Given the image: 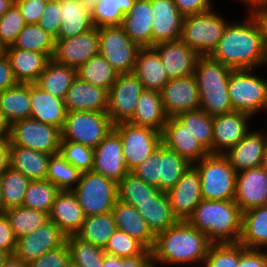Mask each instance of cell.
Returning <instances> with one entry per match:
<instances>
[{
	"label": "cell",
	"mask_w": 267,
	"mask_h": 267,
	"mask_svg": "<svg viewBox=\"0 0 267 267\" xmlns=\"http://www.w3.org/2000/svg\"><path fill=\"white\" fill-rule=\"evenodd\" d=\"M248 7L249 15H255L258 11L267 8V0H240Z\"/></svg>",
	"instance_id": "obj_66"
},
{
	"label": "cell",
	"mask_w": 267,
	"mask_h": 267,
	"mask_svg": "<svg viewBox=\"0 0 267 267\" xmlns=\"http://www.w3.org/2000/svg\"><path fill=\"white\" fill-rule=\"evenodd\" d=\"M66 267H77V266L73 264L72 262H69Z\"/></svg>",
	"instance_id": "obj_77"
},
{
	"label": "cell",
	"mask_w": 267,
	"mask_h": 267,
	"mask_svg": "<svg viewBox=\"0 0 267 267\" xmlns=\"http://www.w3.org/2000/svg\"><path fill=\"white\" fill-rule=\"evenodd\" d=\"M55 37L37 23L26 24L14 44L7 48H18L47 54L51 59L55 52Z\"/></svg>",
	"instance_id": "obj_41"
},
{
	"label": "cell",
	"mask_w": 267,
	"mask_h": 267,
	"mask_svg": "<svg viewBox=\"0 0 267 267\" xmlns=\"http://www.w3.org/2000/svg\"><path fill=\"white\" fill-rule=\"evenodd\" d=\"M232 70L210 55L199 56L194 71L198 88L228 87Z\"/></svg>",
	"instance_id": "obj_40"
},
{
	"label": "cell",
	"mask_w": 267,
	"mask_h": 267,
	"mask_svg": "<svg viewBox=\"0 0 267 267\" xmlns=\"http://www.w3.org/2000/svg\"><path fill=\"white\" fill-rule=\"evenodd\" d=\"M64 102L67 111L106 112L108 91L76 77Z\"/></svg>",
	"instance_id": "obj_24"
},
{
	"label": "cell",
	"mask_w": 267,
	"mask_h": 267,
	"mask_svg": "<svg viewBox=\"0 0 267 267\" xmlns=\"http://www.w3.org/2000/svg\"><path fill=\"white\" fill-rule=\"evenodd\" d=\"M157 264H158L157 262L151 260L145 267H157Z\"/></svg>",
	"instance_id": "obj_75"
},
{
	"label": "cell",
	"mask_w": 267,
	"mask_h": 267,
	"mask_svg": "<svg viewBox=\"0 0 267 267\" xmlns=\"http://www.w3.org/2000/svg\"><path fill=\"white\" fill-rule=\"evenodd\" d=\"M143 91L142 83L133 72L118 75L108 91L106 111L114 125L131 120Z\"/></svg>",
	"instance_id": "obj_12"
},
{
	"label": "cell",
	"mask_w": 267,
	"mask_h": 267,
	"mask_svg": "<svg viewBox=\"0 0 267 267\" xmlns=\"http://www.w3.org/2000/svg\"><path fill=\"white\" fill-rule=\"evenodd\" d=\"M61 10L59 32L55 40H65L94 27L92 12L80 0H58Z\"/></svg>",
	"instance_id": "obj_30"
},
{
	"label": "cell",
	"mask_w": 267,
	"mask_h": 267,
	"mask_svg": "<svg viewBox=\"0 0 267 267\" xmlns=\"http://www.w3.org/2000/svg\"><path fill=\"white\" fill-rule=\"evenodd\" d=\"M37 24L55 38L57 37L62 24L58 0L46 3L42 16Z\"/></svg>",
	"instance_id": "obj_58"
},
{
	"label": "cell",
	"mask_w": 267,
	"mask_h": 267,
	"mask_svg": "<svg viewBox=\"0 0 267 267\" xmlns=\"http://www.w3.org/2000/svg\"><path fill=\"white\" fill-rule=\"evenodd\" d=\"M147 248L137 239L129 236L124 231L116 229L109 238L104 252L118 257H133L142 254Z\"/></svg>",
	"instance_id": "obj_54"
},
{
	"label": "cell",
	"mask_w": 267,
	"mask_h": 267,
	"mask_svg": "<svg viewBox=\"0 0 267 267\" xmlns=\"http://www.w3.org/2000/svg\"><path fill=\"white\" fill-rule=\"evenodd\" d=\"M2 267H28V264L19 261L14 255H11L4 260Z\"/></svg>",
	"instance_id": "obj_68"
},
{
	"label": "cell",
	"mask_w": 267,
	"mask_h": 267,
	"mask_svg": "<svg viewBox=\"0 0 267 267\" xmlns=\"http://www.w3.org/2000/svg\"><path fill=\"white\" fill-rule=\"evenodd\" d=\"M243 22L230 21L210 55L225 66L237 69H257L267 64V47L260 22L255 15L245 17Z\"/></svg>",
	"instance_id": "obj_1"
},
{
	"label": "cell",
	"mask_w": 267,
	"mask_h": 267,
	"mask_svg": "<svg viewBox=\"0 0 267 267\" xmlns=\"http://www.w3.org/2000/svg\"><path fill=\"white\" fill-rule=\"evenodd\" d=\"M167 120L160 92L144 89L129 123L162 132Z\"/></svg>",
	"instance_id": "obj_32"
},
{
	"label": "cell",
	"mask_w": 267,
	"mask_h": 267,
	"mask_svg": "<svg viewBox=\"0 0 267 267\" xmlns=\"http://www.w3.org/2000/svg\"><path fill=\"white\" fill-rule=\"evenodd\" d=\"M9 142L14 146L52 155L59 153L61 130L36 119L26 118L9 127Z\"/></svg>",
	"instance_id": "obj_10"
},
{
	"label": "cell",
	"mask_w": 267,
	"mask_h": 267,
	"mask_svg": "<svg viewBox=\"0 0 267 267\" xmlns=\"http://www.w3.org/2000/svg\"><path fill=\"white\" fill-rule=\"evenodd\" d=\"M70 262V255L66 243L54 250L44 253L33 260L28 267H66Z\"/></svg>",
	"instance_id": "obj_57"
},
{
	"label": "cell",
	"mask_w": 267,
	"mask_h": 267,
	"mask_svg": "<svg viewBox=\"0 0 267 267\" xmlns=\"http://www.w3.org/2000/svg\"><path fill=\"white\" fill-rule=\"evenodd\" d=\"M153 12L151 0H135L121 24L128 37L141 48L152 47Z\"/></svg>",
	"instance_id": "obj_26"
},
{
	"label": "cell",
	"mask_w": 267,
	"mask_h": 267,
	"mask_svg": "<svg viewBox=\"0 0 267 267\" xmlns=\"http://www.w3.org/2000/svg\"><path fill=\"white\" fill-rule=\"evenodd\" d=\"M141 47L121 26L99 28V54L119 73H132Z\"/></svg>",
	"instance_id": "obj_11"
},
{
	"label": "cell",
	"mask_w": 267,
	"mask_h": 267,
	"mask_svg": "<svg viewBox=\"0 0 267 267\" xmlns=\"http://www.w3.org/2000/svg\"><path fill=\"white\" fill-rule=\"evenodd\" d=\"M66 245L70 255V262L77 267H102L104 248L83 241L76 235L68 236Z\"/></svg>",
	"instance_id": "obj_49"
},
{
	"label": "cell",
	"mask_w": 267,
	"mask_h": 267,
	"mask_svg": "<svg viewBox=\"0 0 267 267\" xmlns=\"http://www.w3.org/2000/svg\"><path fill=\"white\" fill-rule=\"evenodd\" d=\"M67 236L56 223L48 221L44 226L16 240L14 256L29 264L44 253L63 246Z\"/></svg>",
	"instance_id": "obj_13"
},
{
	"label": "cell",
	"mask_w": 267,
	"mask_h": 267,
	"mask_svg": "<svg viewBox=\"0 0 267 267\" xmlns=\"http://www.w3.org/2000/svg\"><path fill=\"white\" fill-rule=\"evenodd\" d=\"M254 69H237L230 73L228 95L233 110L252 117L267 111V81L254 75Z\"/></svg>",
	"instance_id": "obj_6"
},
{
	"label": "cell",
	"mask_w": 267,
	"mask_h": 267,
	"mask_svg": "<svg viewBox=\"0 0 267 267\" xmlns=\"http://www.w3.org/2000/svg\"><path fill=\"white\" fill-rule=\"evenodd\" d=\"M159 159H162V143L150 157L135 167L131 172L148 185L159 189Z\"/></svg>",
	"instance_id": "obj_56"
},
{
	"label": "cell",
	"mask_w": 267,
	"mask_h": 267,
	"mask_svg": "<svg viewBox=\"0 0 267 267\" xmlns=\"http://www.w3.org/2000/svg\"><path fill=\"white\" fill-rule=\"evenodd\" d=\"M17 238L5 214L0 215V251L8 256L14 254Z\"/></svg>",
	"instance_id": "obj_62"
},
{
	"label": "cell",
	"mask_w": 267,
	"mask_h": 267,
	"mask_svg": "<svg viewBox=\"0 0 267 267\" xmlns=\"http://www.w3.org/2000/svg\"><path fill=\"white\" fill-rule=\"evenodd\" d=\"M122 139L123 158L131 172L150 157L162 143L161 132L150 127H141L129 122L114 125Z\"/></svg>",
	"instance_id": "obj_9"
},
{
	"label": "cell",
	"mask_w": 267,
	"mask_h": 267,
	"mask_svg": "<svg viewBox=\"0 0 267 267\" xmlns=\"http://www.w3.org/2000/svg\"><path fill=\"white\" fill-rule=\"evenodd\" d=\"M160 94L168 118L200 108V94L194 74L169 80Z\"/></svg>",
	"instance_id": "obj_15"
},
{
	"label": "cell",
	"mask_w": 267,
	"mask_h": 267,
	"mask_svg": "<svg viewBox=\"0 0 267 267\" xmlns=\"http://www.w3.org/2000/svg\"><path fill=\"white\" fill-rule=\"evenodd\" d=\"M38 1H41V2H44V3H48V2H53V1H57V0H38Z\"/></svg>",
	"instance_id": "obj_78"
},
{
	"label": "cell",
	"mask_w": 267,
	"mask_h": 267,
	"mask_svg": "<svg viewBox=\"0 0 267 267\" xmlns=\"http://www.w3.org/2000/svg\"><path fill=\"white\" fill-rule=\"evenodd\" d=\"M25 25L20 10L13 4L0 17V43L5 48L12 46Z\"/></svg>",
	"instance_id": "obj_55"
},
{
	"label": "cell",
	"mask_w": 267,
	"mask_h": 267,
	"mask_svg": "<svg viewBox=\"0 0 267 267\" xmlns=\"http://www.w3.org/2000/svg\"><path fill=\"white\" fill-rule=\"evenodd\" d=\"M135 0H99L92 11L95 27L121 26L124 15L131 10Z\"/></svg>",
	"instance_id": "obj_46"
},
{
	"label": "cell",
	"mask_w": 267,
	"mask_h": 267,
	"mask_svg": "<svg viewBox=\"0 0 267 267\" xmlns=\"http://www.w3.org/2000/svg\"><path fill=\"white\" fill-rule=\"evenodd\" d=\"M119 73L101 55L98 54L77 69V77L94 86L109 91L118 78Z\"/></svg>",
	"instance_id": "obj_39"
},
{
	"label": "cell",
	"mask_w": 267,
	"mask_h": 267,
	"mask_svg": "<svg viewBox=\"0 0 267 267\" xmlns=\"http://www.w3.org/2000/svg\"><path fill=\"white\" fill-rule=\"evenodd\" d=\"M91 12L99 3V0H80Z\"/></svg>",
	"instance_id": "obj_71"
},
{
	"label": "cell",
	"mask_w": 267,
	"mask_h": 267,
	"mask_svg": "<svg viewBox=\"0 0 267 267\" xmlns=\"http://www.w3.org/2000/svg\"><path fill=\"white\" fill-rule=\"evenodd\" d=\"M55 41L52 59L61 65L78 69L99 54V28L95 26L72 38Z\"/></svg>",
	"instance_id": "obj_14"
},
{
	"label": "cell",
	"mask_w": 267,
	"mask_h": 267,
	"mask_svg": "<svg viewBox=\"0 0 267 267\" xmlns=\"http://www.w3.org/2000/svg\"><path fill=\"white\" fill-rule=\"evenodd\" d=\"M0 111L9 126L17 121L30 118V84H18L0 92Z\"/></svg>",
	"instance_id": "obj_36"
},
{
	"label": "cell",
	"mask_w": 267,
	"mask_h": 267,
	"mask_svg": "<svg viewBox=\"0 0 267 267\" xmlns=\"http://www.w3.org/2000/svg\"><path fill=\"white\" fill-rule=\"evenodd\" d=\"M190 165L175 150L162 143V159H159V191L167 192L172 189Z\"/></svg>",
	"instance_id": "obj_42"
},
{
	"label": "cell",
	"mask_w": 267,
	"mask_h": 267,
	"mask_svg": "<svg viewBox=\"0 0 267 267\" xmlns=\"http://www.w3.org/2000/svg\"><path fill=\"white\" fill-rule=\"evenodd\" d=\"M30 181L23 173L11 167L0 175L1 198L4 210L23 205Z\"/></svg>",
	"instance_id": "obj_44"
},
{
	"label": "cell",
	"mask_w": 267,
	"mask_h": 267,
	"mask_svg": "<svg viewBox=\"0 0 267 267\" xmlns=\"http://www.w3.org/2000/svg\"><path fill=\"white\" fill-rule=\"evenodd\" d=\"M160 56L169 79L184 78L194 74L199 55L181 39L162 42L152 47Z\"/></svg>",
	"instance_id": "obj_20"
},
{
	"label": "cell",
	"mask_w": 267,
	"mask_h": 267,
	"mask_svg": "<svg viewBox=\"0 0 267 267\" xmlns=\"http://www.w3.org/2000/svg\"><path fill=\"white\" fill-rule=\"evenodd\" d=\"M159 189L148 185L139 177L129 172L118 183V199L137 208L140 203L150 200Z\"/></svg>",
	"instance_id": "obj_48"
},
{
	"label": "cell",
	"mask_w": 267,
	"mask_h": 267,
	"mask_svg": "<svg viewBox=\"0 0 267 267\" xmlns=\"http://www.w3.org/2000/svg\"><path fill=\"white\" fill-rule=\"evenodd\" d=\"M251 115L232 111L213 116L212 154H225L251 130Z\"/></svg>",
	"instance_id": "obj_17"
},
{
	"label": "cell",
	"mask_w": 267,
	"mask_h": 267,
	"mask_svg": "<svg viewBox=\"0 0 267 267\" xmlns=\"http://www.w3.org/2000/svg\"><path fill=\"white\" fill-rule=\"evenodd\" d=\"M60 155L81 173L92 171L94 149L72 141H61Z\"/></svg>",
	"instance_id": "obj_52"
},
{
	"label": "cell",
	"mask_w": 267,
	"mask_h": 267,
	"mask_svg": "<svg viewBox=\"0 0 267 267\" xmlns=\"http://www.w3.org/2000/svg\"><path fill=\"white\" fill-rule=\"evenodd\" d=\"M4 206L2 203V198H1V185H0V215L4 214Z\"/></svg>",
	"instance_id": "obj_73"
},
{
	"label": "cell",
	"mask_w": 267,
	"mask_h": 267,
	"mask_svg": "<svg viewBox=\"0 0 267 267\" xmlns=\"http://www.w3.org/2000/svg\"><path fill=\"white\" fill-rule=\"evenodd\" d=\"M115 230V220L111 211L85 217L81 229L76 236L95 246L105 248Z\"/></svg>",
	"instance_id": "obj_38"
},
{
	"label": "cell",
	"mask_w": 267,
	"mask_h": 267,
	"mask_svg": "<svg viewBox=\"0 0 267 267\" xmlns=\"http://www.w3.org/2000/svg\"><path fill=\"white\" fill-rule=\"evenodd\" d=\"M213 10L188 15L183 20L181 40L199 56L212 54L228 24L222 15Z\"/></svg>",
	"instance_id": "obj_5"
},
{
	"label": "cell",
	"mask_w": 267,
	"mask_h": 267,
	"mask_svg": "<svg viewBox=\"0 0 267 267\" xmlns=\"http://www.w3.org/2000/svg\"><path fill=\"white\" fill-rule=\"evenodd\" d=\"M255 16L257 17L258 21L260 22L263 33H264V39H265V44L267 47V8L262 9L258 11Z\"/></svg>",
	"instance_id": "obj_67"
},
{
	"label": "cell",
	"mask_w": 267,
	"mask_h": 267,
	"mask_svg": "<svg viewBox=\"0 0 267 267\" xmlns=\"http://www.w3.org/2000/svg\"><path fill=\"white\" fill-rule=\"evenodd\" d=\"M8 257L7 254H5L4 252L0 251V267H2V264L4 262V260Z\"/></svg>",
	"instance_id": "obj_72"
},
{
	"label": "cell",
	"mask_w": 267,
	"mask_h": 267,
	"mask_svg": "<svg viewBox=\"0 0 267 267\" xmlns=\"http://www.w3.org/2000/svg\"><path fill=\"white\" fill-rule=\"evenodd\" d=\"M92 171L117 183L129 173L123 158L122 139L114 129L94 149Z\"/></svg>",
	"instance_id": "obj_18"
},
{
	"label": "cell",
	"mask_w": 267,
	"mask_h": 267,
	"mask_svg": "<svg viewBox=\"0 0 267 267\" xmlns=\"http://www.w3.org/2000/svg\"><path fill=\"white\" fill-rule=\"evenodd\" d=\"M10 167L20 171L31 181L45 180L50 154L34 149L14 146L9 142Z\"/></svg>",
	"instance_id": "obj_34"
},
{
	"label": "cell",
	"mask_w": 267,
	"mask_h": 267,
	"mask_svg": "<svg viewBox=\"0 0 267 267\" xmlns=\"http://www.w3.org/2000/svg\"><path fill=\"white\" fill-rule=\"evenodd\" d=\"M112 213L116 229L124 231L129 236L137 239L147 249L151 250L153 248L155 236L149 230L146 220L135 207L118 199Z\"/></svg>",
	"instance_id": "obj_29"
},
{
	"label": "cell",
	"mask_w": 267,
	"mask_h": 267,
	"mask_svg": "<svg viewBox=\"0 0 267 267\" xmlns=\"http://www.w3.org/2000/svg\"><path fill=\"white\" fill-rule=\"evenodd\" d=\"M151 260L150 249H146L138 256L124 258L105 253L102 267H145Z\"/></svg>",
	"instance_id": "obj_59"
},
{
	"label": "cell",
	"mask_w": 267,
	"mask_h": 267,
	"mask_svg": "<svg viewBox=\"0 0 267 267\" xmlns=\"http://www.w3.org/2000/svg\"><path fill=\"white\" fill-rule=\"evenodd\" d=\"M18 84L7 55H2L0 57V92L13 88Z\"/></svg>",
	"instance_id": "obj_64"
},
{
	"label": "cell",
	"mask_w": 267,
	"mask_h": 267,
	"mask_svg": "<svg viewBox=\"0 0 267 267\" xmlns=\"http://www.w3.org/2000/svg\"><path fill=\"white\" fill-rule=\"evenodd\" d=\"M162 135V143L175 150L190 164H194L204 158L208 152L196 140L176 117L168 118Z\"/></svg>",
	"instance_id": "obj_23"
},
{
	"label": "cell",
	"mask_w": 267,
	"mask_h": 267,
	"mask_svg": "<svg viewBox=\"0 0 267 267\" xmlns=\"http://www.w3.org/2000/svg\"><path fill=\"white\" fill-rule=\"evenodd\" d=\"M193 165L200 176L203 199L234 200L236 171L224 154L208 153Z\"/></svg>",
	"instance_id": "obj_4"
},
{
	"label": "cell",
	"mask_w": 267,
	"mask_h": 267,
	"mask_svg": "<svg viewBox=\"0 0 267 267\" xmlns=\"http://www.w3.org/2000/svg\"><path fill=\"white\" fill-rule=\"evenodd\" d=\"M234 201L242 213L267 205V170L263 166L236 173Z\"/></svg>",
	"instance_id": "obj_19"
},
{
	"label": "cell",
	"mask_w": 267,
	"mask_h": 267,
	"mask_svg": "<svg viewBox=\"0 0 267 267\" xmlns=\"http://www.w3.org/2000/svg\"><path fill=\"white\" fill-rule=\"evenodd\" d=\"M9 140L0 141V175L10 167Z\"/></svg>",
	"instance_id": "obj_65"
},
{
	"label": "cell",
	"mask_w": 267,
	"mask_h": 267,
	"mask_svg": "<svg viewBox=\"0 0 267 267\" xmlns=\"http://www.w3.org/2000/svg\"><path fill=\"white\" fill-rule=\"evenodd\" d=\"M76 77L77 69L61 65L51 59L35 84L43 91L64 100Z\"/></svg>",
	"instance_id": "obj_37"
},
{
	"label": "cell",
	"mask_w": 267,
	"mask_h": 267,
	"mask_svg": "<svg viewBox=\"0 0 267 267\" xmlns=\"http://www.w3.org/2000/svg\"><path fill=\"white\" fill-rule=\"evenodd\" d=\"M267 250L245 248L239 243L238 267H266Z\"/></svg>",
	"instance_id": "obj_60"
},
{
	"label": "cell",
	"mask_w": 267,
	"mask_h": 267,
	"mask_svg": "<svg viewBox=\"0 0 267 267\" xmlns=\"http://www.w3.org/2000/svg\"><path fill=\"white\" fill-rule=\"evenodd\" d=\"M4 214L9 219L16 238L32 233L49 221L48 213L24 206L7 209Z\"/></svg>",
	"instance_id": "obj_43"
},
{
	"label": "cell",
	"mask_w": 267,
	"mask_h": 267,
	"mask_svg": "<svg viewBox=\"0 0 267 267\" xmlns=\"http://www.w3.org/2000/svg\"><path fill=\"white\" fill-rule=\"evenodd\" d=\"M187 221L212 244L239 242L242 211L234 200L203 199Z\"/></svg>",
	"instance_id": "obj_3"
},
{
	"label": "cell",
	"mask_w": 267,
	"mask_h": 267,
	"mask_svg": "<svg viewBox=\"0 0 267 267\" xmlns=\"http://www.w3.org/2000/svg\"><path fill=\"white\" fill-rule=\"evenodd\" d=\"M262 166L267 170V146H266V149H265V156H264V159H263Z\"/></svg>",
	"instance_id": "obj_74"
},
{
	"label": "cell",
	"mask_w": 267,
	"mask_h": 267,
	"mask_svg": "<svg viewBox=\"0 0 267 267\" xmlns=\"http://www.w3.org/2000/svg\"><path fill=\"white\" fill-rule=\"evenodd\" d=\"M14 4L20 10L26 24L38 23L46 5L38 0H15Z\"/></svg>",
	"instance_id": "obj_61"
},
{
	"label": "cell",
	"mask_w": 267,
	"mask_h": 267,
	"mask_svg": "<svg viewBox=\"0 0 267 267\" xmlns=\"http://www.w3.org/2000/svg\"><path fill=\"white\" fill-rule=\"evenodd\" d=\"M72 191L86 217L111 212L118 200V183L93 171L82 172Z\"/></svg>",
	"instance_id": "obj_8"
},
{
	"label": "cell",
	"mask_w": 267,
	"mask_h": 267,
	"mask_svg": "<svg viewBox=\"0 0 267 267\" xmlns=\"http://www.w3.org/2000/svg\"><path fill=\"white\" fill-rule=\"evenodd\" d=\"M81 172L67 162L60 153L52 154L48 161L46 180L60 191H72L79 182Z\"/></svg>",
	"instance_id": "obj_47"
},
{
	"label": "cell",
	"mask_w": 267,
	"mask_h": 267,
	"mask_svg": "<svg viewBox=\"0 0 267 267\" xmlns=\"http://www.w3.org/2000/svg\"><path fill=\"white\" fill-rule=\"evenodd\" d=\"M30 99V118L62 130L67 114L64 100L43 91L35 83L30 84Z\"/></svg>",
	"instance_id": "obj_27"
},
{
	"label": "cell",
	"mask_w": 267,
	"mask_h": 267,
	"mask_svg": "<svg viewBox=\"0 0 267 267\" xmlns=\"http://www.w3.org/2000/svg\"><path fill=\"white\" fill-rule=\"evenodd\" d=\"M239 243L245 248L267 250V205L242 213Z\"/></svg>",
	"instance_id": "obj_35"
},
{
	"label": "cell",
	"mask_w": 267,
	"mask_h": 267,
	"mask_svg": "<svg viewBox=\"0 0 267 267\" xmlns=\"http://www.w3.org/2000/svg\"><path fill=\"white\" fill-rule=\"evenodd\" d=\"M133 73L139 78L146 90L160 92L170 80L160 56L152 47L139 50Z\"/></svg>",
	"instance_id": "obj_31"
},
{
	"label": "cell",
	"mask_w": 267,
	"mask_h": 267,
	"mask_svg": "<svg viewBox=\"0 0 267 267\" xmlns=\"http://www.w3.org/2000/svg\"><path fill=\"white\" fill-rule=\"evenodd\" d=\"M265 134L267 132L263 133L262 130L249 131L240 142L224 154L236 173L262 166L267 146Z\"/></svg>",
	"instance_id": "obj_22"
},
{
	"label": "cell",
	"mask_w": 267,
	"mask_h": 267,
	"mask_svg": "<svg viewBox=\"0 0 267 267\" xmlns=\"http://www.w3.org/2000/svg\"><path fill=\"white\" fill-rule=\"evenodd\" d=\"M114 129L107 112L67 111L61 141H72L95 149Z\"/></svg>",
	"instance_id": "obj_7"
},
{
	"label": "cell",
	"mask_w": 267,
	"mask_h": 267,
	"mask_svg": "<svg viewBox=\"0 0 267 267\" xmlns=\"http://www.w3.org/2000/svg\"><path fill=\"white\" fill-rule=\"evenodd\" d=\"M200 94V110L215 116L232 112L233 107L228 95V87L198 88Z\"/></svg>",
	"instance_id": "obj_51"
},
{
	"label": "cell",
	"mask_w": 267,
	"mask_h": 267,
	"mask_svg": "<svg viewBox=\"0 0 267 267\" xmlns=\"http://www.w3.org/2000/svg\"><path fill=\"white\" fill-rule=\"evenodd\" d=\"M9 127L0 111V141L9 140Z\"/></svg>",
	"instance_id": "obj_69"
},
{
	"label": "cell",
	"mask_w": 267,
	"mask_h": 267,
	"mask_svg": "<svg viewBox=\"0 0 267 267\" xmlns=\"http://www.w3.org/2000/svg\"><path fill=\"white\" fill-rule=\"evenodd\" d=\"M153 12L152 47L181 39L184 16L173 0H151Z\"/></svg>",
	"instance_id": "obj_21"
},
{
	"label": "cell",
	"mask_w": 267,
	"mask_h": 267,
	"mask_svg": "<svg viewBox=\"0 0 267 267\" xmlns=\"http://www.w3.org/2000/svg\"><path fill=\"white\" fill-rule=\"evenodd\" d=\"M177 9L185 17L203 13L213 8L211 0H173Z\"/></svg>",
	"instance_id": "obj_63"
},
{
	"label": "cell",
	"mask_w": 267,
	"mask_h": 267,
	"mask_svg": "<svg viewBox=\"0 0 267 267\" xmlns=\"http://www.w3.org/2000/svg\"><path fill=\"white\" fill-rule=\"evenodd\" d=\"M202 147L212 154L213 116L198 109L176 116Z\"/></svg>",
	"instance_id": "obj_45"
},
{
	"label": "cell",
	"mask_w": 267,
	"mask_h": 267,
	"mask_svg": "<svg viewBox=\"0 0 267 267\" xmlns=\"http://www.w3.org/2000/svg\"><path fill=\"white\" fill-rule=\"evenodd\" d=\"M5 54V47L0 43V57Z\"/></svg>",
	"instance_id": "obj_76"
},
{
	"label": "cell",
	"mask_w": 267,
	"mask_h": 267,
	"mask_svg": "<svg viewBox=\"0 0 267 267\" xmlns=\"http://www.w3.org/2000/svg\"><path fill=\"white\" fill-rule=\"evenodd\" d=\"M171 210L178 221H187L203 200L197 168L191 164L181 179L166 192Z\"/></svg>",
	"instance_id": "obj_16"
},
{
	"label": "cell",
	"mask_w": 267,
	"mask_h": 267,
	"mask_svg": "<svg viewBox=\"0 0 267 267\" xmlns=\"http://www.w3.org/2000/svg\"><path fill=\"white\" fill-rule=\"evenodd\" d=\"M59 192L60 190L46 179L30 181L22 206L49 214Z\"/></svg>",
	"instance_id": "obj_50"
},
{
	"label": "cell",
	"mask_w": 267,
	"mask_h": 267,
	"mask_svg": "<svg viewBox=\"0 0 267 267\" xmlns=\"http://www.w3.org/2000/svg\"><path fill=\"white\" fill-rule=\"evenodd\" d=\"M136 209L146 220L147 226L154 236L178 222L171 210L166 192L159 191L150 200L140 203Z\"/></svg>",
	"instance_id": "obj_33"
},
{
	"label": "cell",
	"mask_w": 267,
	"mask_h": 267,
	"mask_svg": "<svg viewBox=\"0 0 267 267\" xmlns=\"http://www.w3.org/2000/svg\"><path fill=\"white\" fill-rule=\"evenodd\" d=\"M212 243L188 221H178L155 236L152 260L165 265H196L204 262Z\"/></svg>",
	"instance_id": "obj_2"
},
{
	"label": "cell",
	"mask_w": 267,
	"mask_h": 267,
	"mask_svg": "<svg viewBox=\"0 0 267 267\" xmlns=\"http://www.w3.org/2000/svg\"><path fill=\"white\" fill-rule=\"evenodd\" d=\"M85 215L73 191H60L49 213V221L54 222L68 237L81 229Z\"/></svg>",
	"instance_id": "obj_25"
},
{
	"label": "cell",
	"mask_w": 267,
	"mask_h": 267,
	"mask_svg": "<svg viewBox=\"0 0 267 267\" xmlns=\"http://www.w3.org/2000/svg\"><path fill=\"white\" fill-rule=\"evenodd\" d=\"M14 77L19 84L36 83L51 58L47 54L18 48H5Z\"/></svg>",
	"instance_id": "obj_28"
},
{
	"label": "cell",
	"mask_w": 267,
	"mask_h": 267,
	"mask_svg": "<svg viewBox=\"0 0 267 267\" xmlns=\"http://www.w3.org/2000/svg\"><path fill=\"white\" fill-rule=\"evenodd\" d=\"M15 0H0V17L14 4Z\"/></svg>",
	"instance_id": "obj_70"
},
{
	"label": "cell",
	"mask_w": 267,
	"mask_h": 267,
	"mask_svg": "<svg viewBox=\"0 0 267 267\" xmlns=\"http://www.w3.org/2000/svg\"><path fill=\"white\" fill-rule=\"evenodd\" d=\"M239 264V242L212 244L202 267H238Z\"/></svg>",
	"instance_id": "obj_53"
}]
</instances>
